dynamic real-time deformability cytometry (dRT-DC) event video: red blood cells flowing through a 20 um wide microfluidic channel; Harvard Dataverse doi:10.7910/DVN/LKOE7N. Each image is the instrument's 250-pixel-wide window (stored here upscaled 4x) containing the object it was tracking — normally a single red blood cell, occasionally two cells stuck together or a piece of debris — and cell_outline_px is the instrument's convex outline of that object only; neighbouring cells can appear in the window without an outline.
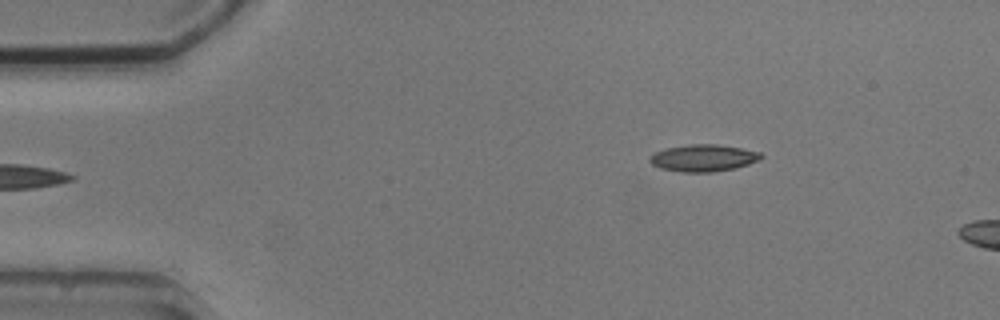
{"species": "common noctule bat (a hibernating species)", "species_latin": "Nyctalus noctula", "temperature_condition": "cold", "stored_images_in_passage": 4, "camera_frame_rate_fps": 3000, "um_per_image_px": 0.085, "animal": {"sex": "male", "body_mass_g": 20.5, "forearm_length_mm": 52.5}, "frame": {"image": 1, "passage_image": 4, "time_ms": 3.667, "image_size_px": [1000, 320], "cell_outline_px": [[764, 156], [760, 160], [736, 168], [712, 172], [684, 172], [660, 168], [652, 164], [648, 160], [648, 156], [664, 148], [688, 144], [716, 144], [740, 148], [760, 152]], "centroid_in_image_um": [59.77, 13.42], "position_along_channel_um": 25.2, "area_um2": 17.57}}